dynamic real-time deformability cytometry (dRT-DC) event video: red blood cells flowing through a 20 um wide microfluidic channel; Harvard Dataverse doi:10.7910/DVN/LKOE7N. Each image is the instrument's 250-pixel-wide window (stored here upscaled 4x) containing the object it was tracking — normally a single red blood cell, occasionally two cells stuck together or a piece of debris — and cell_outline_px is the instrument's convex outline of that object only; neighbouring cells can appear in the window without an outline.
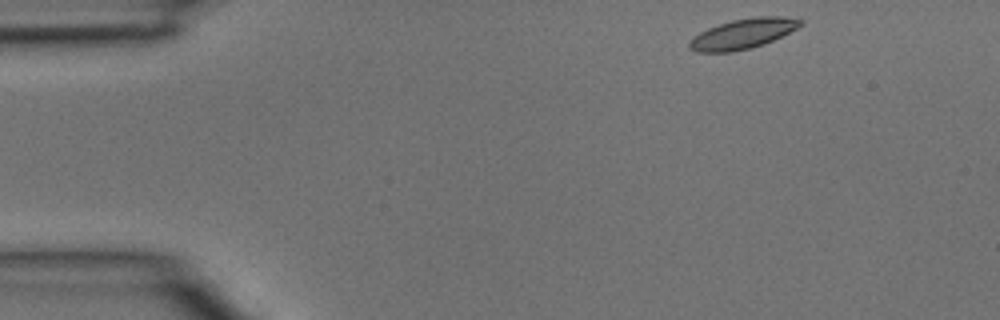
{"species": "common noctule bat (a hibernating species)", "species_latin": "Nyctalus noctula", "temperature_condition": "room temperature", "stored_images_in_passage": 4, "segment_of_instrument_passage": [1, 2], "camera_frame_rate_fps": 3000, "um_per_image_px": 0.085, "animal": {"sex": "male", "body_mass_g": 15.6}, "frame": {"image": 1, "passage_image": 1, "time_ms": 0.0, "image_size_px": [1000, 320], "cell_outline_px": [[804, 24], [764, 44], [752, 48], [732, 52], [696, 52], [688, 48], [688, 44], [700, 32], [708, 28], [732, 20], [756, 16], [780, 16], [804, 20]], "centroid_in_image_um": [63.15, 2.87], "position_along_channel_um": 21.9, "area_um2": 19.25}}
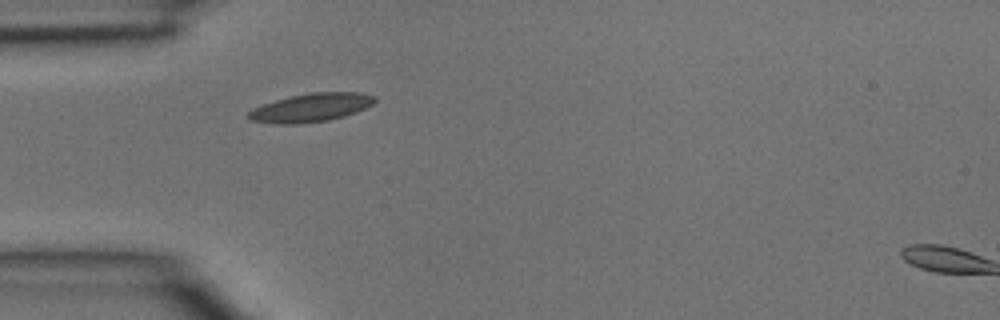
{"frame": {"image": 2, "passage_image": 3, "time_ms": 0.667, "image_size_px": [1000, 320], "cell_outline_px": [[376, 100], [372, 104], [356, 112], [344, 116], [328, 120], [300, 124], [276, 124], [252, 120], [248, 116], [248, 112], [252, 108], [276, 100], [292, 96], [312, 92], [360, 92], [376, 96]], "centroid_in_image_um": [26.45, 9.14], "position_along_channel_um": 58.5, "area_um2": 20.81}}